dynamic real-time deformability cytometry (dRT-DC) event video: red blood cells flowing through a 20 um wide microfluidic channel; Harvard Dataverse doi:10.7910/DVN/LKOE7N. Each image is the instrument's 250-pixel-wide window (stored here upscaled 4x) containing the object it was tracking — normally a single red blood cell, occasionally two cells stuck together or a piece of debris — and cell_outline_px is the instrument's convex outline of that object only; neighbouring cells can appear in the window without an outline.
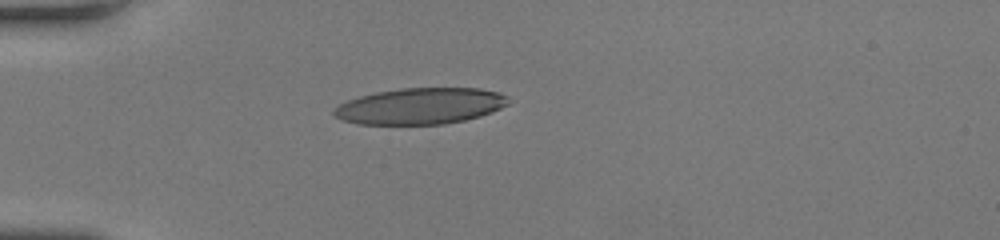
{"species": "human", "species_latin": "Homo sapiens", "temperature_condition": "room temperature", "stored_images_in_passage": 37, "camera_frame_rate_fps": 3000, "um_per_image_px": 0.085, "donor": {"sex": "female"}, "frame": {"image": 1, "passage_image": 1, "time_ms": 0.0, "image_size_px": [1000, 240], "cell_outline_px": [[508, 104], [492, 112], [480, 116], [464, 120], [444, 124], [356, 124], [344, 120], [336, 116], [332, 112], [340, 104], [348, 100], [360, 96], [376, 92], [400, 88], [480, 88], [500, 92], [508, 96]], "centroid_in_image_um": [35.76, 9.01], "position_along_channel_um": 49.2, "area_um2": 36.76}}
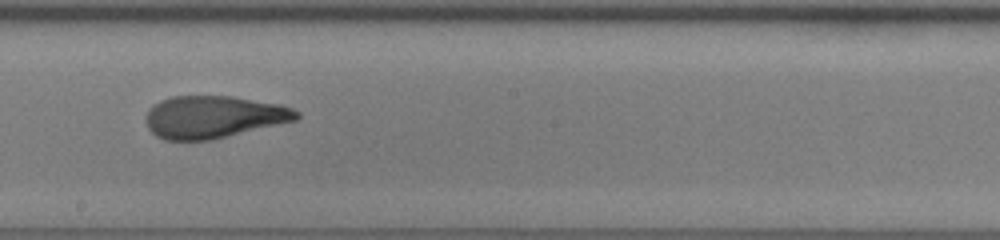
{"frame": {"image": 2, "passage_image": 16, "time_ms": 5.0, "image_size_px": [1000, 240], "cell_outline_px": [[300, 116], [296, 120], [212, 140], [164, 140], [156, 136], [148, 128], [148, 108], [152, 104], [160, 100], [172, 96], [232, 96], [280, 104], [292, 108], [300, 112]], "centroid_in_image_um": [18.16, 9.93], "position_along_channel_um": 230.0, "area_um2": 37.17}}
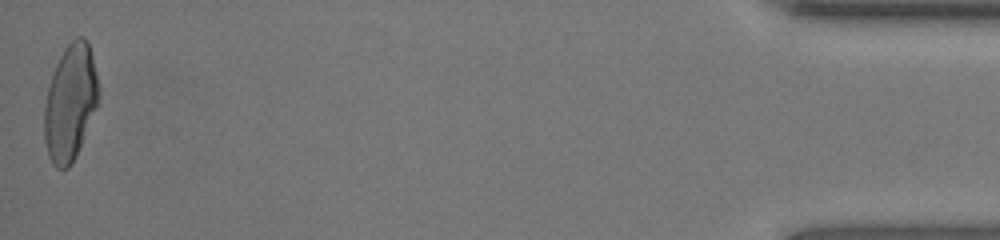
{"frame": {"image": 3, "passage_image": 37, "time_ms": 12.0, "image_size_px": [1000, 240], "cell_outline_px": [[100, 92], [96, 108], [76, 156], [68, 168], [56, 168], [52, 164], [48, 156], [44, 140], [44, 104], [48, 88], [56, 64], [64, 48], [76, 36], [84, 36], [88, 40], [100, 88]], "centroid_in_image_um": [5.97, 8.7], "position_along_channel_um": 429.2, "area_um2": 36.82}, "authors_computed_cell_mechanics": {"area_um2": 37.1654, "velocity_mm_per_s": 4.1007, "shape_relaxation_time_tau1_ms": 8.043, "shape_relaxation_time_tau2_ms": 1.3634, "deformation_change_tau1": 0.3001, "deformation_change_tau2": 0.0991}}